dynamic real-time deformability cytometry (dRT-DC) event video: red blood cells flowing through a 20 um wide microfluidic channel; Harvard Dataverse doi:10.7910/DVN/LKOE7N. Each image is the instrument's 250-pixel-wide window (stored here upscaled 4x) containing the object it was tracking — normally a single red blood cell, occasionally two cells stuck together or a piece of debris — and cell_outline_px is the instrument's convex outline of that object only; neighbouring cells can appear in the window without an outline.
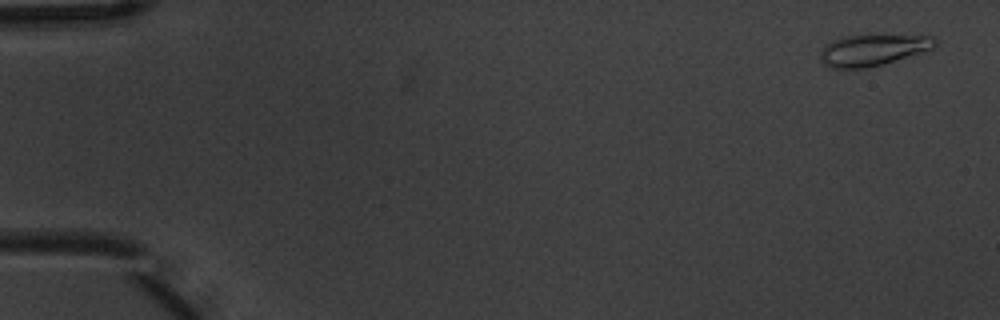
{"species": "common noctule bat (a hibernating species)", "species_latin": "Nyctalus noctula", "temperature_condition": "warm", "stored_images_in_passage": 6, "segment_of_instrument_passage": [2, 2], "camera_frame_rate_fps": 3000, "um_per_image_px": 0.085, "animal": {"sex": "male", "body_mass_g": 20.1, "forearm_length_mm": 53.5}, "frame": {"image": 1, "passage_image": 6, "time_ms": 1.667, "image_size_px": [1000, 320], "cell_outline_px": [[936, 44], [932, 48], [924, 52], [868, 68], [828, 68], [820, 60], [820, 52], [824, 44], [840, 36], [932, 36], [936, 40]], "centroid_in_image_um": [74.12, 4.27], "position_along_channel_um": 10.9, "area_um2": 20.81}}